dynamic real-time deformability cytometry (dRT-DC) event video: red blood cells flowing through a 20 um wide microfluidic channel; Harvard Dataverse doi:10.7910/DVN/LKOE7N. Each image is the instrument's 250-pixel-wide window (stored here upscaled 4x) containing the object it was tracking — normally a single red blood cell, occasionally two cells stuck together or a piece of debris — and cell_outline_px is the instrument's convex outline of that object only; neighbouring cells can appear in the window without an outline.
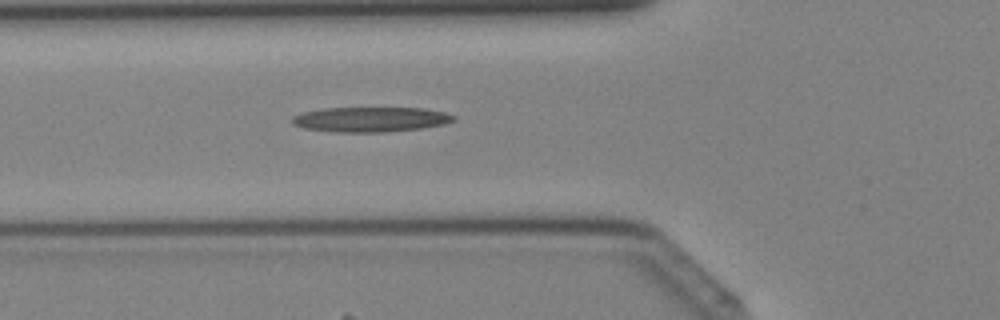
{"species": "Egyptian fruit bat (a non-hibernating species)", "species_latin": "Rousettus aegyptiacus", "temperature_condition": "cold", "stored_images_in_passage": 32, "camera_frame_rate_fps": 3000, "um_per_image_px": 0.085, "animal": {"sex": "female"}, "frame": {"image": 1, "passage_image": 6, "time_ms": 1.667, "image_size_px": [1000, 320], "cell_outline_px": [[456, 120], [444, 124], [420, 128], [384, 132], [336, 132], [304, 128], [292, 124], [292, 116], [300, 112], [320, 108], [424, 108], [444, 112], [456, 116]], "centroid_in_image_um": [31.47, 10.14], "position_along_channel_um": 94.3, "area_um2": 23.58}}
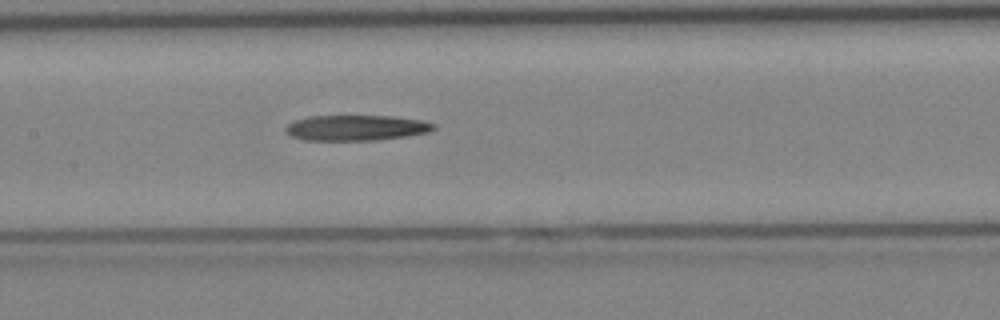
{"frame": {"image": 2, "passage_image": 11, "time_ms": 3.333, "image_size_px": [1000, 320], "cell_outline_px": [[436, 128], [428, 132], [408, 136], [376, 140], [304, 140], [292, 136], [284, 132], [284, 128], [288, 124], [296, 120], [312, 116], [392, 116], [424, 120], [436, 124]], "centroid_in_image_um": [30.3, 10.86], "position_along_channel_um": 177.1, "area_um2": 22.08}}
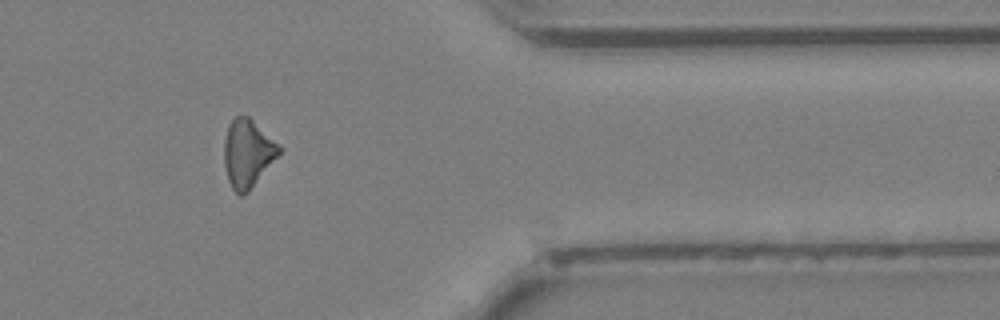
{"frame": {"image": 3, "passage_image": 25, "time_ms": 8.0, "image_size_px": [1000, 320], "cell_outline_px": [[284, 148], [248, 192], [240, 196], [232, 188], [228, 180], [224, 164], [224, 140], [228, 124], [236, 116], [248, 116], [280, 144]], "centroid_in_image_um": [21.05, 13.02], "position_along_channel_um": 390.3, "area_um2": 21.73}}